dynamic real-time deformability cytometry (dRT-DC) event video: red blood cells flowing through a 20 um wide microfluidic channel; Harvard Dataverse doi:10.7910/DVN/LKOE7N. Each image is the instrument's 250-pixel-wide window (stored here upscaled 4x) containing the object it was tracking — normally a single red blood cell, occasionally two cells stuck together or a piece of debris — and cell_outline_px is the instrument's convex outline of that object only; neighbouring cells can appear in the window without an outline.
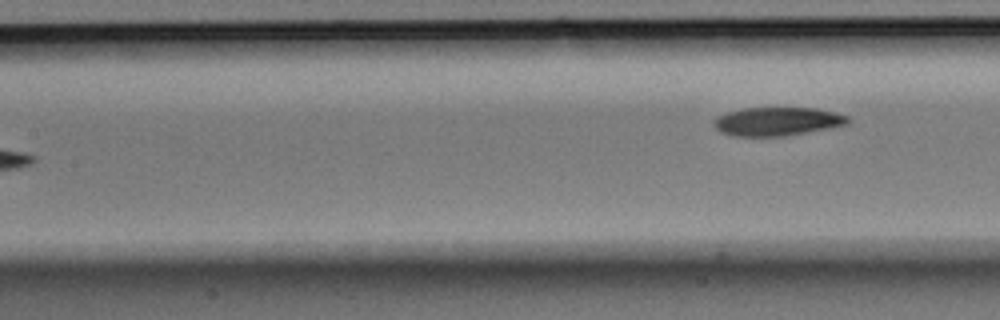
{"species": "Egyptian fruit bat (a non-hibernating species)", "species_latin": "Rousettus aegyptiacus", "temperature_condition": "room temperature", "stored_images_in_passage": 8, "camera_frame_rate_fps": 3000, "um_per_image_px": 0.085, "animal": {"sex": "male"}, "frame": {"image": 1, "passage_image": 8, "time_ms": 2.333, "image_size_px": [1000, 320], "cell_outline_px": [[852, 120], [848, 124], [828, 128], [784, 136], [732, 136], [716, 128], [712, 124], [720, 116], [728, 112], [744, 108], [816, 108], [836, 112], [848, 116]], "centroid_in_image_um": [66.13, 10.32], "position_along_channel_um": 141.3, "area_um2": 22.08}}